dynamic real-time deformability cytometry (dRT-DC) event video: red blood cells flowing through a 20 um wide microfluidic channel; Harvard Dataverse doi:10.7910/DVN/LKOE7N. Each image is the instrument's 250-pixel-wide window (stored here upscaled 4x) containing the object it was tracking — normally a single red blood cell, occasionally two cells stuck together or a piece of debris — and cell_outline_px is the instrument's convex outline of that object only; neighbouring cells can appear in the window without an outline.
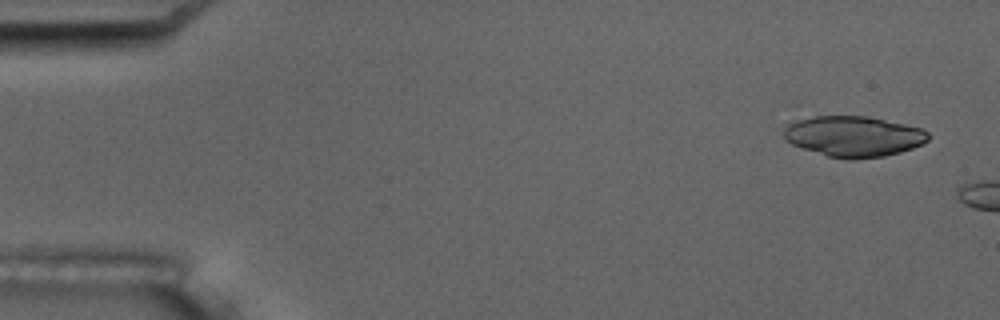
{"species": "common noctule bat (a hibernating species)", "species_latin": "Nyctalus noctula", "temperature_condition": "room temperature", "stored_images_in_passage": 3, "camera_frame_rate_fps": 3000, "um_per_image_px": 0.085, "animal": {"sex": "male", "body_mass_g": 17.5, "forearm_length_mm": 52.3}, "frame": {"image": 1, "passage_image": 1, "time_ms": 0.0, "image_size_px": [1000, 320], "cell_outline_px": [[928, 140], [924, 144], [900, 152], [884, 156], [828, 156], [800, 148], [784, 140], [780, 124], [800, 116], [868, 116], [904, 124], [920, 128], [928, 132]], "centroid_in_image_um": [72.41, 11.53], "position_along_channel_um": 12.6, "area_um2": 34.28}}